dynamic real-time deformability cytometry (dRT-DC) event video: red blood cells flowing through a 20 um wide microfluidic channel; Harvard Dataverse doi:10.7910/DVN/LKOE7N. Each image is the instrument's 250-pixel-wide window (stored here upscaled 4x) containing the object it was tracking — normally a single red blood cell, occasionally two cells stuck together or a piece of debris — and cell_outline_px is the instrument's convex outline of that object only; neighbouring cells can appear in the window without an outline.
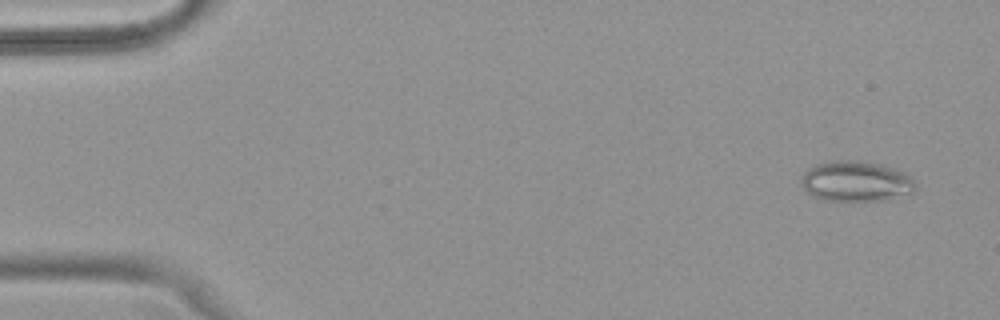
{"species": "common noctule bat (a hibernating species)", "species_latin": "Nyctalus noctula", "temperature_condition": "warm", "stored_images_in_passage": 50, "camera_frame_rate_fps": 3000, "um_per_image_px": 0.085, "animal": {"sex": "female", "body_mass_g": 18.4}, "frame": {"image": 1, "passage_image": 3, "time_ms": 0.667, "image_size_px": [1000, 320], "cell_outline_px": [[916, 192], [880, 200], [824, 200], [812, 196], [800, 184], [804, 172], [808, 168], [816, 164], [836, 160], [856, 160], [880, 164], [904, 172], [916, 184]], "centroid_in_image_um": [72.74, 15.4], "position_along_channel_um": 12.3, "area_um2": 26.7}}
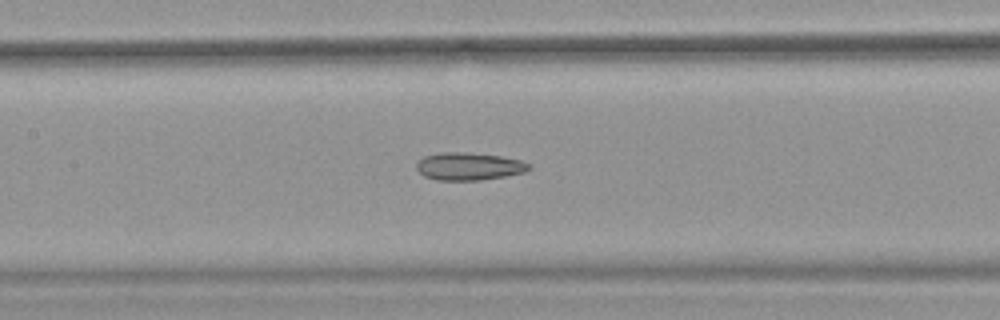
{"frame": {"image": 2, "passage_image": 24, "time_ms": 7.667, "image_size_px": [1000, 320], "cell_outline_px": [[532, 168], [524, 172], [504, 176], [480, 180], [436, 180], [424, 176], [416, 168], [416, 164], [424, 156], [444, 152], [464, 152], [500, 156], [520, 160], [532, 164]], "centroid_in_image_um": [39.87, 14.14], "position_along_channel_um": 167.5, "area_um2": 18.03}}
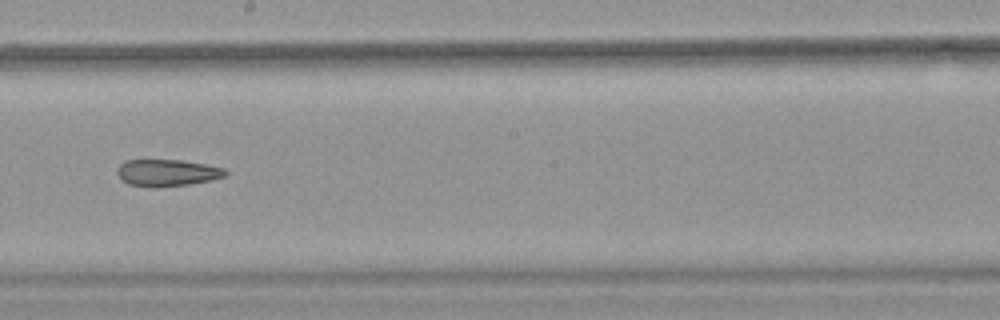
{"frame": {"image": 3, "passage_image": 29, "time_ms": 9.333, "image_size_px": [1000, 320], "cell_outline_px": [[228, 172], [224, 176], [212, 180], [188, 184], [160, 188], [152, 188], [128, 184], [120, 180], [116, 172], [116, 168], [124, 160], [180, 160], [204, 164], [224, 168]], "centroid_in_image_um": [14.14, 14.7], "position_along_channel_um": 234.1, "area_um2": 17.17}}